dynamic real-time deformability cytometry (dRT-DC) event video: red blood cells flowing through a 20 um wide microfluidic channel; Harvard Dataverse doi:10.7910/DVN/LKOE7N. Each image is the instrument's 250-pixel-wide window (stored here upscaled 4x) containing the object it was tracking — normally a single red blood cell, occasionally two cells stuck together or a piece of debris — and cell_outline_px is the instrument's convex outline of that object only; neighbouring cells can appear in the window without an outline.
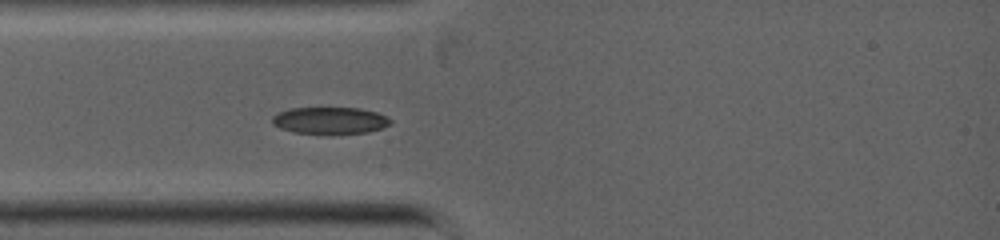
{"species": "common noctule bat (a hibernating species)", "species_latin": "Nyctalus noctula", "temperature_condition": "warm", "stored_images_in_passage": 4, "camera_frame_rate_fps": 5000, "um_per_image_px": 0.085, "animal": {"sex": "female", "body_mass_g": 19.0, "forearm_length_mm": 53.3}, "frame": {"image": 1, "passage_image": 3, "time_ms": 0.2, "image_size_px": [1000, 240], "cell_outline_px": [[392, 124], [384, 128], [368, 132], [292, 132], [280, 128], [272, 124], [272, 116], [288, 108], [360, 108], [376, 112], [392, 120]], "centroid_in_image_um": [28.05, 10.22], "position_along_channel_um": 56.9, "area_um2": 18.09}}